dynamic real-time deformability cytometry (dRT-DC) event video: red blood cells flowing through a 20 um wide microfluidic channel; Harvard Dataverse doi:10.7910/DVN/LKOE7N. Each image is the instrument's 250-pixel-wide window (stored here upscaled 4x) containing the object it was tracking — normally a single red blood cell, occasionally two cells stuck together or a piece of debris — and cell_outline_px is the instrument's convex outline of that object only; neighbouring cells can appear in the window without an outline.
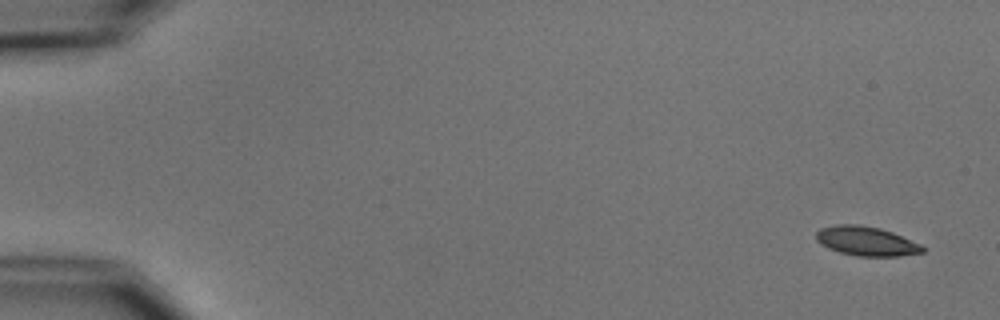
{"species": "common noctule bat (a hibernating species)", "species_latin": "Nyctalus noctula", "temperature_condition": "cold", "stored_images_in_passage": 5, "camera_frame_rate_fps": 3000, "um_per_image_px": 0.085, "animal": {"sex": "male", "body_mass_g": 15.6}, "frame": {"image": 1, "passage_image": 1, "time_ms": 0.0, "image_size_px": [1000, 320], "cell_outline_px": [[924, 252], [900, 256], [856, 256], [840, 252], [828, 248], [820, 244], [816, 240], [816, 232], [820, 228], [836, 224], [860, 224], [880, 228], [892, 232], [920, 244], [924, 248]], "centroid_in_image_um": [73.6, 20.49], "position_along_channel_um": 11.4, "area_um2": 18.21}}
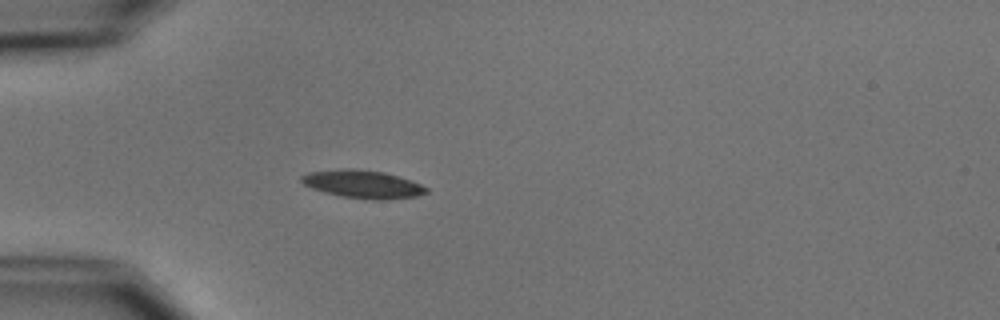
{"frame": {"image": 2, "passage_image": 5, "time_ms": 4.667, "image_size_px": [1000, 320], "cell_outline_px": [[428, 192], [416, 196], [384, 200], [376, 200], [344, 196], [324, 192], [312, 188], [304, 184], [300, 180], [300, 176], [308, 172], [340, 168], [356, 168], [384, 172], [412, 180], [428, 188]], "centroid_in_image_um": [30.83, 15.63], "position_along_channel_um": 54.2, "area_um2": 20.4}}